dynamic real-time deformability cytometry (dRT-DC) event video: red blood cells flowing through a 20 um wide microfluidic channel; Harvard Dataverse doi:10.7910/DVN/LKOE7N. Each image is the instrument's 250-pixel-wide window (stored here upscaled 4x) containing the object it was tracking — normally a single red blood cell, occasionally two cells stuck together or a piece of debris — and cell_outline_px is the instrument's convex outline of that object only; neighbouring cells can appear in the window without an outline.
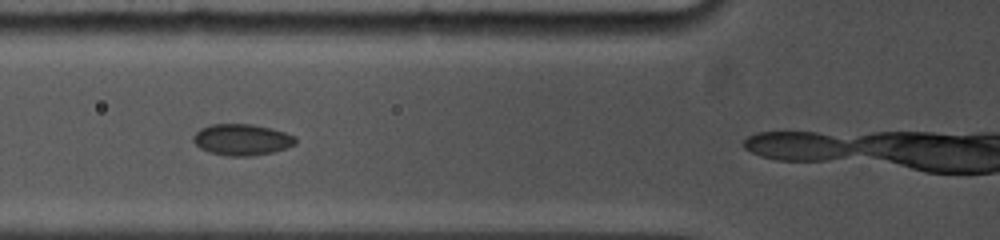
{"species": "common noctule bat (a hibernating species)", "species_latin": "Nyctalus noctula", "temperature_condition": "cold", "stored_images_in_passage": 4, "camera_frame_rate_fps": 5000, "um_per_image_px": 0.085, "animal": {"sex": "female", "body_mass_g": 19.0, "forearm_length_mm": 53.3}, "frame": {"image": 1, "passage_image": 3, "time_ms": 1.8, "image_size_px": [1000, 240], "cell_outline_px": [[296, 144], [272, 152], [252, 156], [228, 156], [208, 152], [200, 148], [192, 140], [192, 136], [200, 128], [208, 124], [252, 124], [272, 128], [296, 136]], "centroid_in_image_um": [20.53, 11.86], "position_along_channel_um": 105.3, "area_um2": 18.79}}